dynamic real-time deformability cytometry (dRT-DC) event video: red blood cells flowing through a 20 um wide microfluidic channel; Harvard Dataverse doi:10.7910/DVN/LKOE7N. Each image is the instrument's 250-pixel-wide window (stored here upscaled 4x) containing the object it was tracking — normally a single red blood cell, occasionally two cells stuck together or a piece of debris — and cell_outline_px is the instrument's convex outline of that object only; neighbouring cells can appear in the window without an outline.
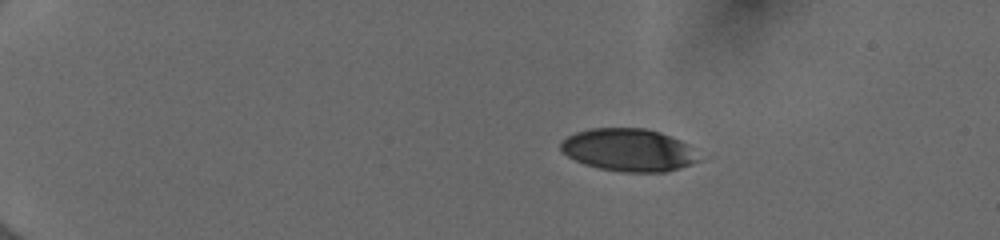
{"species": "human", "species_latin": "Homo sapiens", "temperature_condition": "cold", "stored_images_in_passage": 44, "camera_frame_rate_fps": 3000, "um_per_image_px": 0.085, "donor": {"sex": "female"}, "frame": {"image": 1, "passage_image": 1, "time_ms": 0.0, "image_size_px": [1000, 240], "cell_outline_px": [[704, 160], [664, 172], [624, 172], [600, 168], [584, 164], [568, 156], [560, 148], [560, 144], [568, 136], [576, 132], [588, 128], [648, 128], [660, 132], [680, 140], [688, 144]], "centroid_in_image_um": [53.47, 12.74], "position_along_channel_um": 31.5, "area_um2": 34.33}}
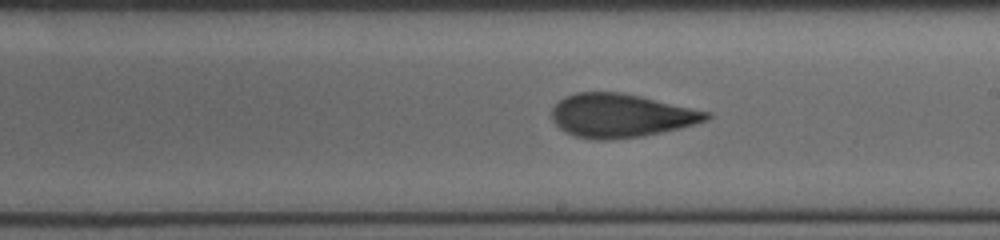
{"frame": {"image": 2, "passage_image": 24, "time_ms": 7.667, "image_size_px": [1000, 240], "cell_outline_px": [[712, 116], [708, 120], [680, 128], [644, 136], [608, 140], [596, 140], [576, 136], [564, 132], [552, 120], [552, 108], [564, 96], [576, 92], [620, 92], [640, 96], [712, 112]], "centroid_in_image_um": [52.78, 9.82], "position_along_channel_um": 236.2, "area_um2": 39.42}}
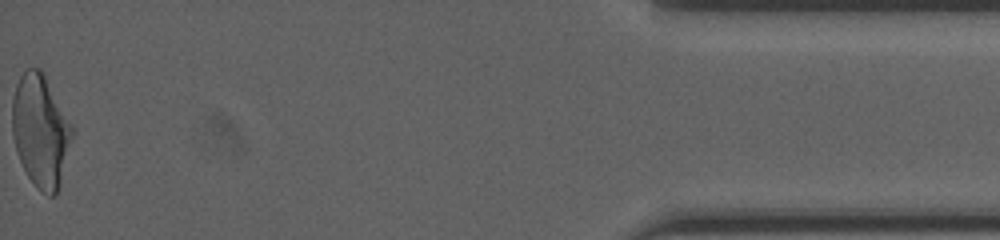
{"frame": {"image": 3, "passage_image": 44, "time_ms": 14.333, "image_size_px": [1000, 240], "cell_outline_px": [[72, 136], [60, 184], [56, 192], [52, 196], [48, 196], [40, 192], [36, 188], [28, 176], [16, 152], [12, 136], [12, 100], [16, 84], [20, 76], [28, 68], [40, 68], [44, 72], [72, 124]], "centroid_in_image_um": [3.43, 11.1], "position_along_channel_um": 431.8, "area_um2": 39.3}, "authors_computed_cell_mechanics": {"area_um2": 38.726, "velocity_mm_per_s": 4.008, "shape_relaxation_time_tau1_ms": 5.5095, "shape_relaxation_time_tau2_ms": 1.8745, "deformation_change_tau1": 0.1848, "deformation_change_tau2": 0.1021}}